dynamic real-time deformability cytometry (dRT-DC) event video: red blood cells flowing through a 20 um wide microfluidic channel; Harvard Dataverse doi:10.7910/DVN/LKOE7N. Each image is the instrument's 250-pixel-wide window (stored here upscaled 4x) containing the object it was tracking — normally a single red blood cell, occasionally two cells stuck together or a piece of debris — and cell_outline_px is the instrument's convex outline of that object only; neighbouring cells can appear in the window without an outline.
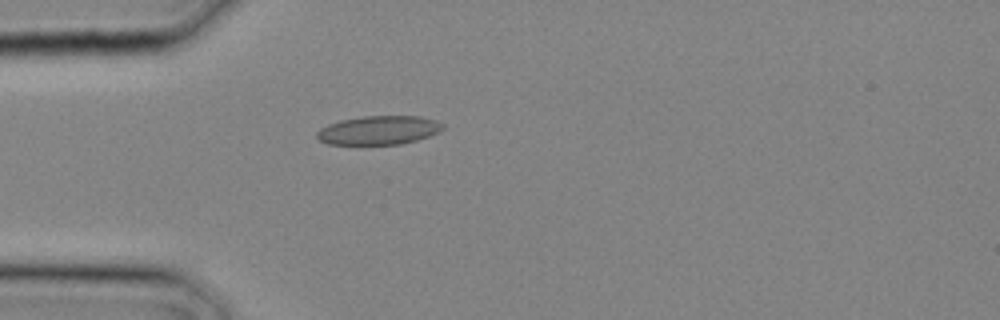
{"species": "common noctule bat (a hibernating species)", "species_latin": "Nyctalus noctula", "temperature_condition": "cold", "stored_images_in_passage": 2, "camera_frame_rate_fps": 3000, "um_per_image_px": 0.085, "animal": {"sex": "male", "body_mass_g": 20.4}, "frame": {"image": 1, "passage_image": 2, "time_ms": 0.333, "image_size_px": [1000, 320], "cell_outline_px": [[444, 128], [440, 132], [416, 140], [400, 144], [328, 144], [320, 140], [316, 136], [316, 132], [320, 128], [328, 124], [340, 120], [364, 116], [420, 116], [436, 120], [444, 124]], "centroid_in_image_um": [32.2, 11.06], "position_along_channel_um": 52.8, "area_um2": 21.15}}